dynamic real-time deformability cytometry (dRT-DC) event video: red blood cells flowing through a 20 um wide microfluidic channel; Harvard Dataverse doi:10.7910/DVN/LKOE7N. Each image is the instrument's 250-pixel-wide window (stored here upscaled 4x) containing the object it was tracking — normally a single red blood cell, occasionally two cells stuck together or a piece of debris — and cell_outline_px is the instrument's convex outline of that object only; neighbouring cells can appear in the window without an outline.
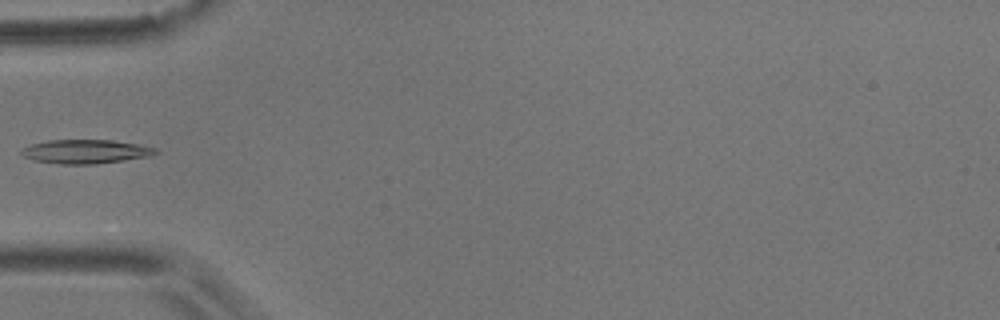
{"species": "common noctule bat (a hibernating species)", "species_latin": "Nyctalus noctula", "temperature_condition": "room temperature", "stored_images_in_passage": 4, "camera_frame_rate_fps": 3000, "um_per_image_px": 0.085, "animal": {"sex": "male", "body_mass_g": 17.9}, "frame": {"image": 1, "passage_image": 4, "time_ms": 4.333, "image_size_px": [1000, 320], "cell_outline_px": [[160, 152], [148, 156], [124, 160], [96, 164], [60, 164], [36, 160], [24, 156], [20, 152], [24, 148], [32, 144], [48, 140], [112, 140], [136, 144], [156, 148]], "centroid_in_image_um": [7.3, 12.88], "position_along_channel_um": 77.7, "area_um2": 18.44}}